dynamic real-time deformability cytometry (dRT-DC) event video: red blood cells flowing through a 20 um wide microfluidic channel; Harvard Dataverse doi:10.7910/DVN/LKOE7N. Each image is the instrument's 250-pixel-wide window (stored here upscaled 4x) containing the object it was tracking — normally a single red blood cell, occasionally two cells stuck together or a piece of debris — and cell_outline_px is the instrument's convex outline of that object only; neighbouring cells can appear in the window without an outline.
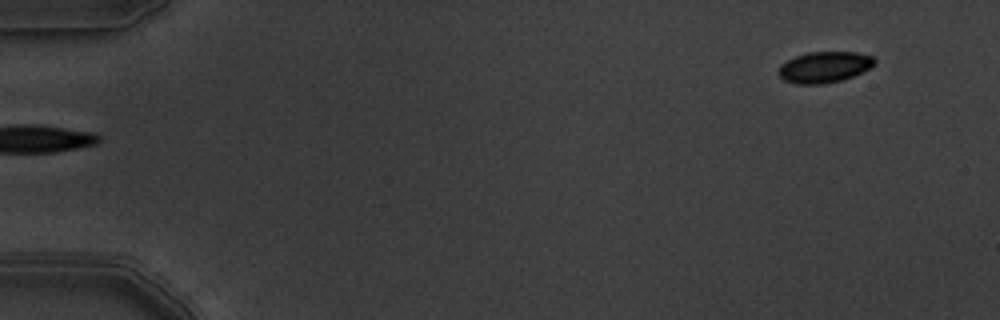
{"species": "common noctule bat (a hibernating species)", "species_latin": "Nyctalus noctula", "temperature_condition": "warm", "stored_images_in_passage": 2, "camera_frame_rate_fps": 3000, "um_per_image_px": 0.085, "animal": {"sex": "male", "body_mass_g": 19.5, "forearm_length_mm": 54.6}, "frame": {"image": 1, "passage_image": 2, "time_ms": 0.333, "image_size_px": [1000, 320], "cell_outline_px": [[876, 64], [872, 68], [852, 76], [840, 80], [820, 84], [796, 84], [784, 80], [776, 72], [780, 64], [796, 56], [808, 52], [856, 52], [872, 56], [876, 60]], "centroid_in_image_um": [70.07, 5.7], "position_along_channel_um": 14.9, "area_um2": 17.46}}